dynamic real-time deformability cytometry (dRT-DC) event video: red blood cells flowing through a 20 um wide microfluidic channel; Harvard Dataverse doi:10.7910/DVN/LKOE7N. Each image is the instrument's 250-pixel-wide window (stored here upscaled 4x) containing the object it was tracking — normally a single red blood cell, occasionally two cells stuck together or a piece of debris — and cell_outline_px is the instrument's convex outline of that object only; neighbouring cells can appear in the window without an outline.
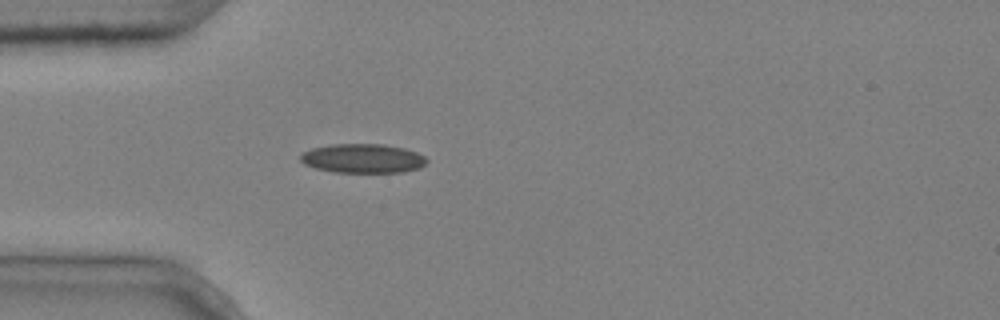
{"species": "common noctule bat (a hibernating species)", "species_latin": "Nyctalus noctula", "temperature_condition": "cold", "stored_images_in_passage": 5, "camera_frame_rate_fps": 3000, "um_per_image_px": 0.085, "animal": {"sex": "male", "body_mass_g": 20.4}, "frame": {"image": 1, "passage_image": 5, "time_ms": 1.333, "image_size_px": [1000, 320], "cell_outline_px": [[428, 160], [420, 168], [404, 172], [332, 172], [316, 168], [304, 164], [300, 160], [300, 156], [304, 152], [312, 148], [332, 144], [384, 144], [404, 148], [416, 152], [424, 156]], "centroid_in_image_um": [30.84, 13.46], "position_along_channel_um": 54.2, "area_um2": 21.44}}